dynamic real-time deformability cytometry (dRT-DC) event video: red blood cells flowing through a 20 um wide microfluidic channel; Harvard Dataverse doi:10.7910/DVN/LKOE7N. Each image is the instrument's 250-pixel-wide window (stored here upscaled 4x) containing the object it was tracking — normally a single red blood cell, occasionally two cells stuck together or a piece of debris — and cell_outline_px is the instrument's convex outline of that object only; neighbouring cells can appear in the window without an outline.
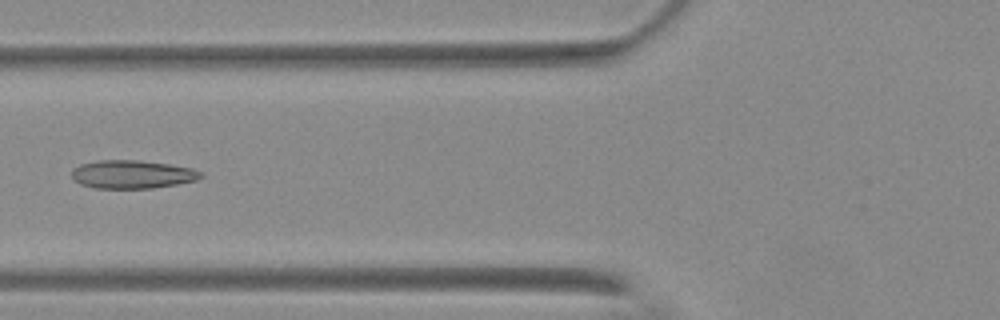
{"species": "Egyptian fruit bat (a non-hibernating species)", "species_latin": "Rousettus aegyptiacus", "temperature_condition": "warm", "stored_images_in_passage": 5, "camera_frame_rate_fps": 3000, "um_per_image_px": 0.085, "animal": {"sex": "female"}, "frame": {"image": 1, "passage_image": 5, "time_ms": 6.0, "image_size_px": [1000, 320], "cell_outline_px": [[204, 176], [196, 180], [176, 184], [152, 188], [96, 188], [80, 184], [72, 180], [72, 168], [80, 164], [96, 160], [136, 160], [168, 164], [192, 168], [200, 172]], "centroid_in_image_um": [11.19, 14.81], "position_along_channel_um": 114.6, "area_um2": 21.27}}